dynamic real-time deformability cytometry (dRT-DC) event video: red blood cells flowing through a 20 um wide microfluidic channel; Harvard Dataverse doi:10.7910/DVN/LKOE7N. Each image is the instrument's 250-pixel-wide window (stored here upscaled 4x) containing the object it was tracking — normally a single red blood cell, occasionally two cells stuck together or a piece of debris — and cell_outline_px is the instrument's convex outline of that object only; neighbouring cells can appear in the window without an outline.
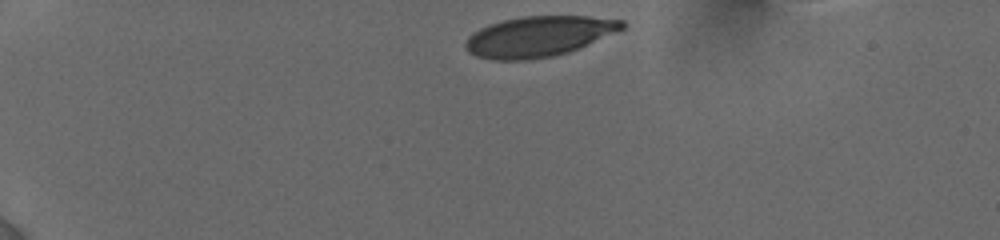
{"species": "human", "species_latin": "Homo sapiens", "temperature_condition": "cold", "stored_images_in_passage": 7, "camera_frame_rate_fps": 3000, "um_per_image_px": 0.085, "donor": {"sex": "female"}, "frame": {"image": 1, "passage_image": 1, "time_ms": 0.0, "image_size_px": [1000, 240], "cell_outline_px": [[624, 28], [568, 52], [556, 56], [528, 60], [492, 60], [476, 56], [468, 52], [464, 48], [464, 44], [468, 36], [472, 32], [488, 24], [504, 20], [524, 16], [588, 16], [624, 20]], "centroid_in_image_um": [45.72, 3.1], "position_along_channel_um": 39.3, "area_um2": 36.88}}
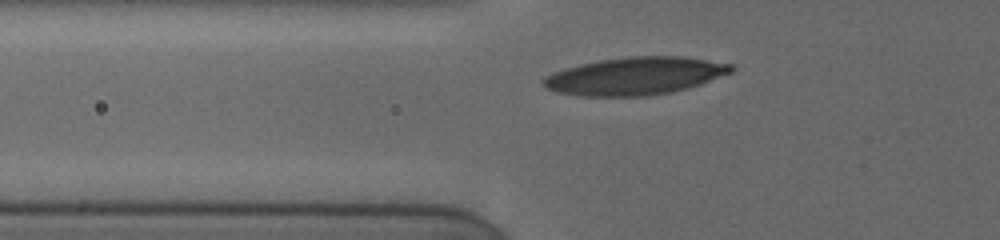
{"frame": {"image": 2, "passage_image": 6, "time_ms": 2.667, "image_size_px": [1000, 240], "cell_outline_px": [[736, 68], [732, 72], [700, 84], [688, 88], [672, 92], [648, 96], [580, 96], [556, 92], [544, 88], [540, 84], [540, 80], [544, 76], [552, 72], [564, 68], [596, 60], [628, 56], [680, 56], [732, 64]], "centroid_in_image_um": [53.91, 6.46], "position_along_channel_um": 71.9, "area_um2": 41.67}}